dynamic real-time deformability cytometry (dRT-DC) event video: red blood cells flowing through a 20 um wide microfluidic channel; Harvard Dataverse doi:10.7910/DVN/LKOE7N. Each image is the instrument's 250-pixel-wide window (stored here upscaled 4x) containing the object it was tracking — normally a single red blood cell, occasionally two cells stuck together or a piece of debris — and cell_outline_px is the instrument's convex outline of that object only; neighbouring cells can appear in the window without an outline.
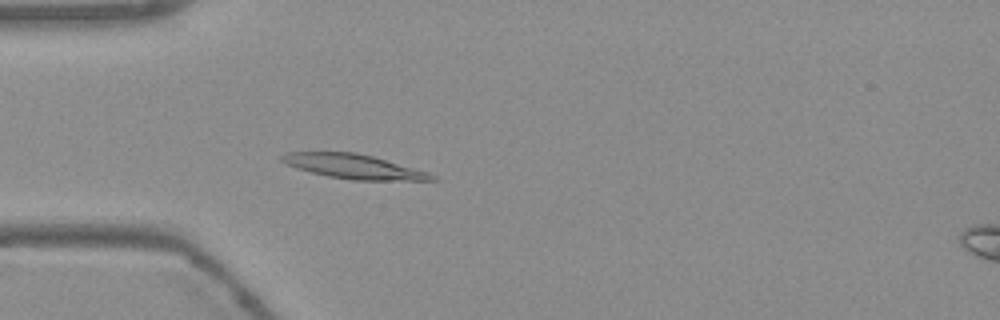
{"species": "Egyptian fruit bat (a non-hibernating species)", "species_latin": "Rousettus aegyptiacus", "temperature_condition": "warm", "stored_images_in_passage": 21, "camera_frame_rate_fps": 3000, "um_per_image_px": 0.085, "frame": {"image": 1, "passage_image": 15, "time_ms": 4.667, "image_size_px": [1000, 320], "cell_outline_px": [[440, 180], [352, 180], [328, 176], [296, 168], [284, 164], [280, 160], [280, 156], [288, 152], [356, 152], [372, 156], [428, 172], [436, 176]], "centroid_in_image_um": [30.04, 14.15], "position_along_channel_um": 55.0, "area_um2": 21.21}}
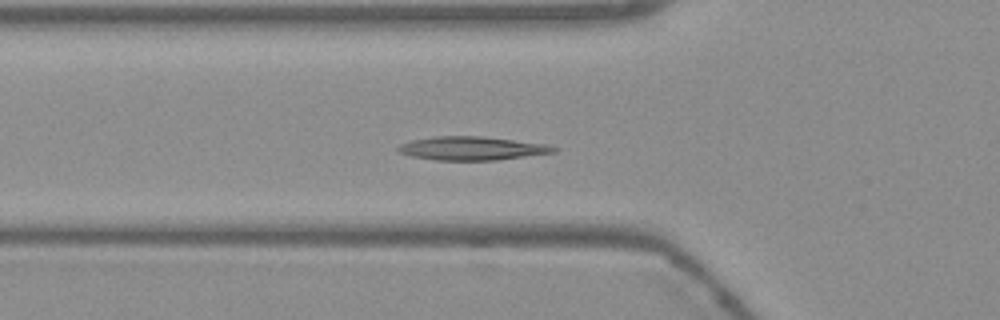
{"frame": {"image": 2, "passage_image": 18, "time_ms": 5.667, "image_size_px": [1000, 320], "cell_outline_px": [[560, 148], [556, 152], [496, 160], [436, 160], [412, 156], [400, 152], [396, 148], [400, 144], [412, 140], [436, 136], [480, 136], [544, 144]], "centroid_in_image_um": [40.1, 12.61], "position_along_channel_um": 85.7, "area_um2": 21.1}}
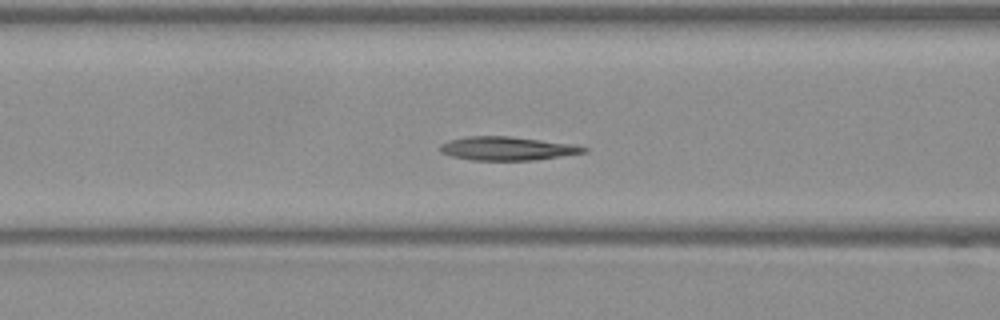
{"frame": {"image": 3, "passage_image": 21, "time_ms": 6.667, "image_size_px": [1000, 320], "cell_outline_px": [[588, 152], [536, 160], [472, 160], [452, 156], [440, 152], [440, 144], [448, 140], [464, 136], [508, 136], [572, 144], [588, 148]], "centroid_in_image_um": [43.09, 12.62], "position_along_channel_um": 123.5, "area_um2": 19.77}}